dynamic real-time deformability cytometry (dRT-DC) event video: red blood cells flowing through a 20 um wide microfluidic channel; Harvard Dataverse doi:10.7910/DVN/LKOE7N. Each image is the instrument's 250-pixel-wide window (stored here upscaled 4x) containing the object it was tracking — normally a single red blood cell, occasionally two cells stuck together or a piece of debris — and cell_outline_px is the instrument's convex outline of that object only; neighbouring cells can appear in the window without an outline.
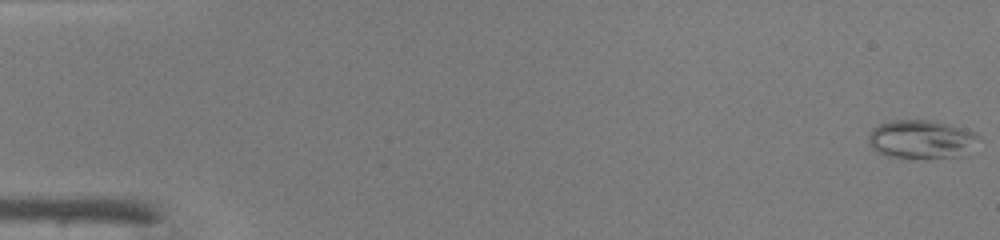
{"species": "common noctule bat (a hibernating species)", "species_latin": "Nyctalus noctula", "temperature_condition": "warm", "stored_images_in_passage": 48, "camera_frame_rate_fps": 3000, "um_per_image_px": 0.085, "animal": {"sex": "male", "body_mass_g": 19.0, "forearm_length_mm": 50.8}, "frame": {"image": 1, "passage_image": 1, "time_ms": 0.0, "image_size_px": [1000, 240], "cell_outline_px": [[980, 140], [968, 156], [888, 156], [876, 152], [868, 144], [868, 132], [872, 128], [880, 124], [896, 120], [928, 120], [948, 124], [964, 128], [976, 132], [980, 136]], "centroid_in_image_um": [78.36, 11.82], "position_along_channel_um": 6.6, "area_um2": 24.68}}
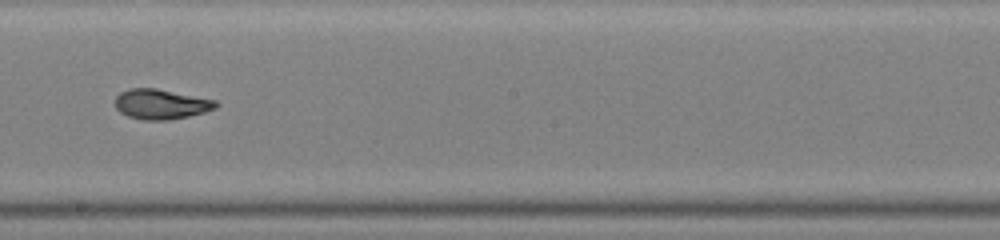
{"frame": {"image": 2, "passage_image": 28, "time_ms": 9.0, "image_size_px": [1000, 240], "cell_outline_px": [[220, 104], [216, 108], [204, 112], [188, 116], [168, 120], [144, 120], [128, 116], [120, 112], [116, 108], [116, 96], [120, 92], [128, 88], [156, 88], [216, 100]], "centroid_in_image_um": [13.69, 8.85], "position_along_channel_um": 234.5, "area_um2": 17.63}}
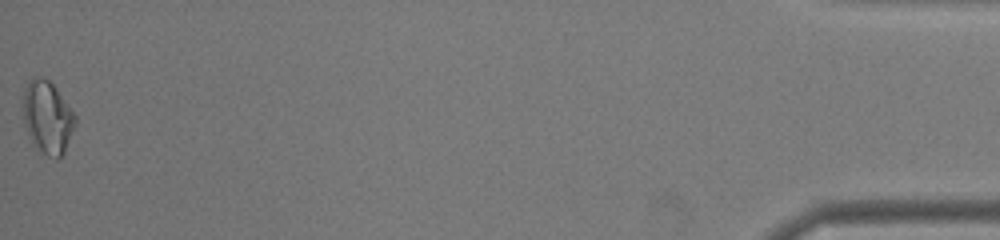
{"frame": {"image": 3, "passage_image": 48, "time_ms": 15.667, "image_size_px": [1000, 240], "cell_outline_px": [[76, 124], [64, 152], [56, 160], [48, 156], [36, 148], [32, 144], [28, 136], [24, 124], [20, 108], [24, 88], [36, 76], [40, 76], [48, 80], [56, 88], [76, 116]], "centroid_in_image_um": [3.99, 9.99], "position_along_channel_um": 431.2, "area_um2": 22.43}, "authors_computed_cell_mechanics": {"area_um2": 18.4671, "velocity_mm_per_s": 4.3295, "shape_relaxation_time_tau1_ms": 10.9447, "shape_relaxation_time_tau2_ms": 1.851, "deformation_change_tau1": 0.3131, "deformation_change_tau2": 0.0775}}